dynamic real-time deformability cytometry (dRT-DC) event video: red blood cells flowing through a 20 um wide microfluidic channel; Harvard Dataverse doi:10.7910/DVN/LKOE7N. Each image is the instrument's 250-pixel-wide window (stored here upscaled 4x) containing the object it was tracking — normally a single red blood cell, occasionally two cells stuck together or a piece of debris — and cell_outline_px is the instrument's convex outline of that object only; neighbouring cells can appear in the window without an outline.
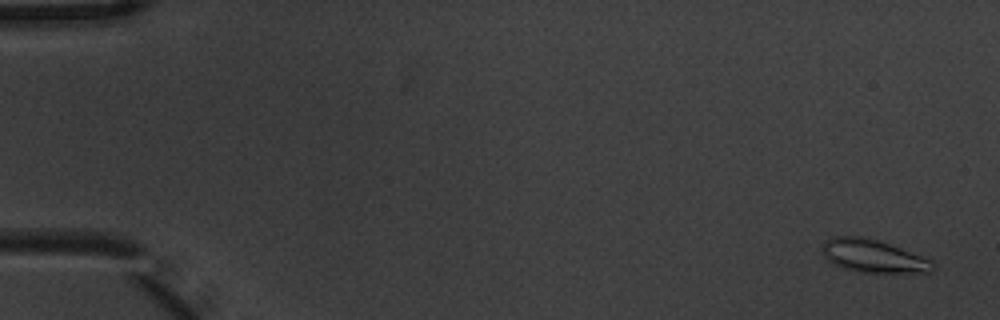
{"species": "common noctule bat (a hibernating species)", "species_latin": "Nyctalus noctula", "temperature_condition": "warm", "stored_images_in_passage": 6, "camera_frame_rate_fps": 3000, "um_per_image_px": 0.085, "animal": {"sex": "male", "body_mass_g": 20.1, "forearm_length_mm": 53.5}, "frame": {"image": 1, "passage_image": 1, "time_ms": 0.0, "image_size_px": [1000, 320], "cell_outline_px": [[936, 268], [932, 272], [856, 272], [844, 268], [828, 260], [824, 256], [820, 248], [824, 240], [832, 236], [860, 236], [876, 240], [900, 248], [932, 260], [936, 264]], "centroid_in_image_um": [74.2, 21.76], "position_along_channel_um": 10.8, "area_um2": 21.15}}
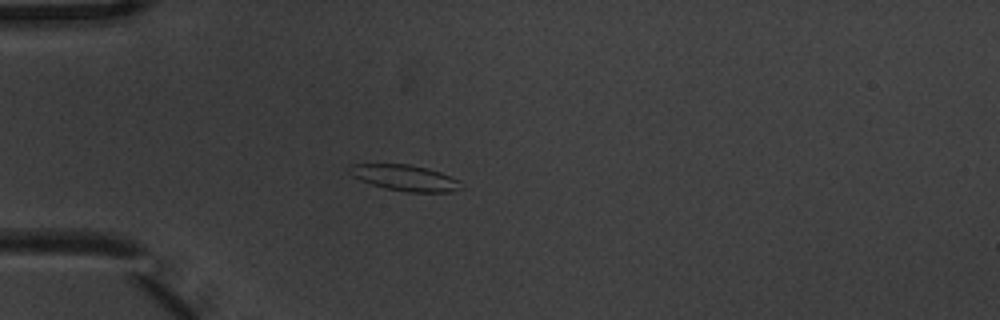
{"frame": {"image": 2, "passage_image": 5, "time_ms": 1.333, "image_size_px": [1000, 320], "cell_outline_px": [[460, 188], [452, 192], [408, 192], [384, 188], [360, 180], [352, 176], [348, 172], [348, 164], [408, 164], [428, 168], [440, 172], [460, 180]], "centroid_in_image_um": [34.39, 15.11], "position_along_channel_um": 50.6, "area_um2": 16.94}}